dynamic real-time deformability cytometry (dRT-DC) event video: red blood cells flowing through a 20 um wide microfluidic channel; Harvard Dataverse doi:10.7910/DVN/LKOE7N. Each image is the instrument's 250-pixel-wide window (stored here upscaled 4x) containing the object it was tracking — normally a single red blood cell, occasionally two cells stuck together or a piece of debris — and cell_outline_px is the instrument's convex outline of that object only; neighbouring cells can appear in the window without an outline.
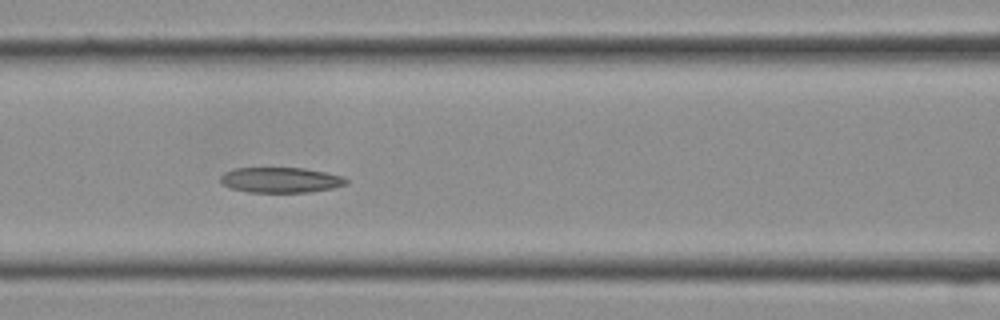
{"species": "Egyptian fruit bat (a non-hibernating species)", "species_latin": "Rousettus aegyptiacus", "temperature_condition": "cold", "stored_images_in_passage": 17, "camera_frame_rate_fps": 3000, "um_per_image_px": 0.085, "frame": {"image": 1, "passage_image": 12, "time_ms": 3.667, "image_size_px": [1000, 320], "cell_outline_px": [[348, 184], [332, 188], [308, 192], [248, 192], [232, 188], [220, 184], [220, 176], [224, 172], [236, 168], [304, 168], [344, 176], [348, 180]], "centroid_in_image_um": [23.85, 15.3], "position_along_channel_um": 142.7, "area_um2": 18.61}}
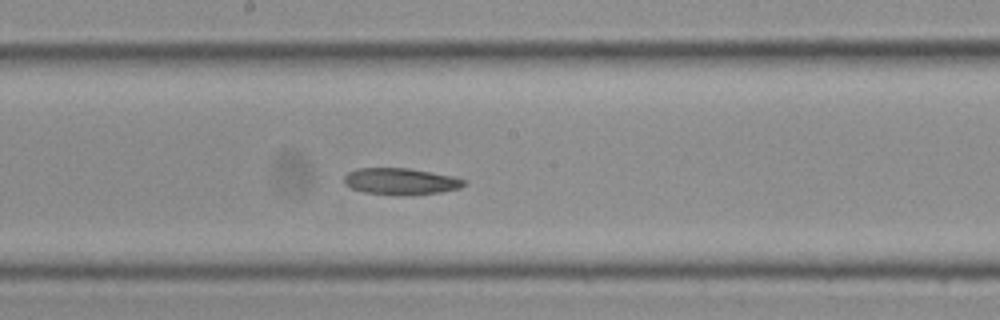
{"frame": {"image": 2, "passage_image": 15, "time_ms": 4.667, "image_size_px": [1000, 320], "cell_outline_px": [[468, 184], [460, 188], [440, 192], [364, 192], [352, 188], [344, 184], [344, 176], [348, 172], [356, 168], [408, 168], [432, 172], [452, 176], [464, 180]], "centroid_in_image_um": [34.04, 15.35], "position_along_channel_um": 214.2, "area_um2": 17.57}}
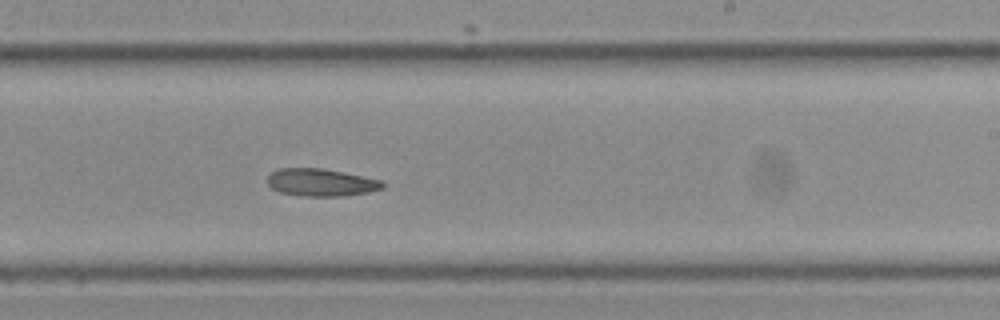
{"frame": {"image": 3, "passage_image": 17, "time_ms": 5.333, "image_size_px": [1000, 320], "cell_outline_px": [[384, 188], [368, 192], [344, 196], [300, 196], [280, 192], [272, 188], [268, 184], [268, 172], [276, 168], [324, 168], [384, 180]], "centroid_in_image_um": [27.28, 15.49], "position_along_channel_um": 261.7, "area_um2": 18.79}}